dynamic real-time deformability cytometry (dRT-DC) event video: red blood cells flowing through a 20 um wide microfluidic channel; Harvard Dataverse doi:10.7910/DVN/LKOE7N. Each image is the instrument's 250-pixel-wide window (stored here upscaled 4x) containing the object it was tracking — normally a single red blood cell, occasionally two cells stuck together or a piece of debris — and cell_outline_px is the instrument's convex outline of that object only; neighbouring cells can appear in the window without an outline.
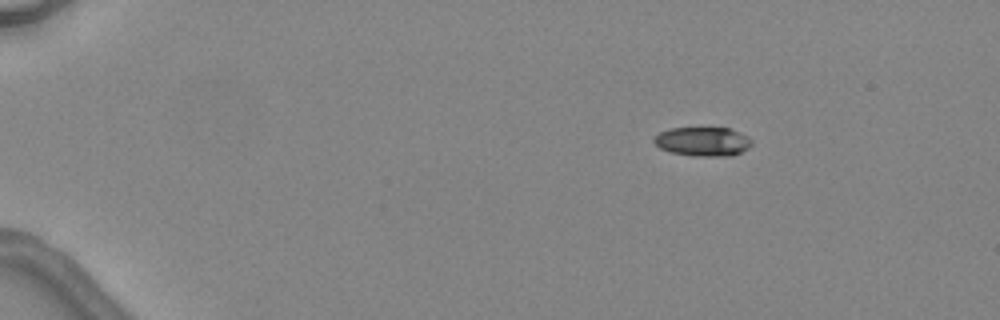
{"species": "common noctule bat (a hibernating species)", "species_latin": "Nyctalus noctula", "temperature_condition": "warm", "stored_images_in_passage": 5, "camera_frame_rate_fps": 3000, "um_per_image_px": 0.085, "animal": {"sex": "female", "body_mass_g": 24.6, "forearm_length_mm": 56.2}, "frame": {"image": 1, "passage_image": 2, "time_ms": 1.333, "image_size_px": [1000, 320], "cell_outline_px": [[752, 144], [748, 148], [732, 156], [696, 156], [672, 152], [660, 148], [652, 140], [660, 132], [668, 128], [732, 128], [748, 136], [752, 140]], "centroid_in_image_um": [59.77, 12.02], "position_along_channel_um": 25.2, "area_um2": 16.59}}
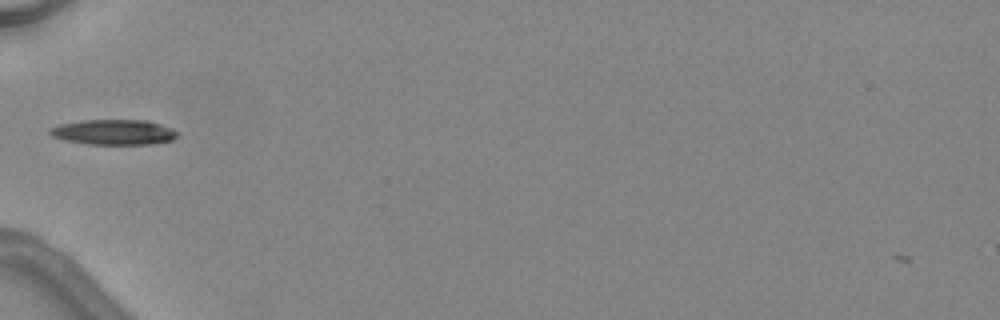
{"frame": {"image": 2, "passage_image": 5, "time_ms": 5.0, "image_size_px": [1000, 320], "cell_outline_px": [[176, 136], [172, 140], [152, 144], [88, 144], [64, 140], [52, 136], [48, 132], [48, 128], [60, 124], [84, 120], [148, 120], [172, 128], [176, 132]], "centroid_in_image_um": [9.64, 11.23], "position_along_channel_um": 75.4, "area_um2": 18.73}}